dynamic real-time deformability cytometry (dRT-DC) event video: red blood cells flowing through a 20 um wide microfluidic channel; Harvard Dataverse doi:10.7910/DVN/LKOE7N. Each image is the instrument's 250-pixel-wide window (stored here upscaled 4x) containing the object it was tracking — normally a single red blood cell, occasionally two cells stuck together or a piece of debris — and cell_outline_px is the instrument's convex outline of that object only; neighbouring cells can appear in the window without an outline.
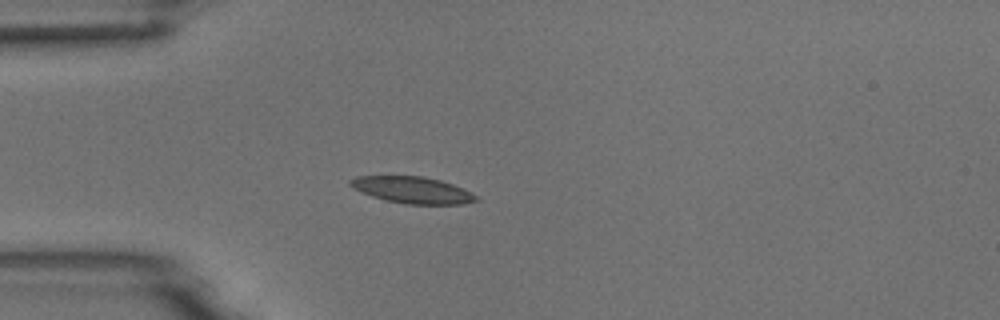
{"species": "common noctule bat (a hibernating species)", "species_latin": "Nyctalus noctula", "temperature_condition": "room temperature", "stored_images_in_passage": 4, "camera_frame_rate_fps": 3000, "um_per_image_px": 0.085, "animal": {"sex": "male", "body_mass_g": 18.8}, "frame": {"image": 1, "passage_image": 3, "time_ms": 3.333, "image_size_px": [1000, 320], "cell_outline_px": [[480, 200], [464, 204], [404, 204], [384, 200], [372, 196], [352, 188], [348, 184], [348, 180], [356, 176], [424, 176], [440, 180], [452, 184], [472, 192]], "centroid_in_image_um": [35.04, 16.15], "position_along_channel_um": 50.0, "area_um2": 19.65}}